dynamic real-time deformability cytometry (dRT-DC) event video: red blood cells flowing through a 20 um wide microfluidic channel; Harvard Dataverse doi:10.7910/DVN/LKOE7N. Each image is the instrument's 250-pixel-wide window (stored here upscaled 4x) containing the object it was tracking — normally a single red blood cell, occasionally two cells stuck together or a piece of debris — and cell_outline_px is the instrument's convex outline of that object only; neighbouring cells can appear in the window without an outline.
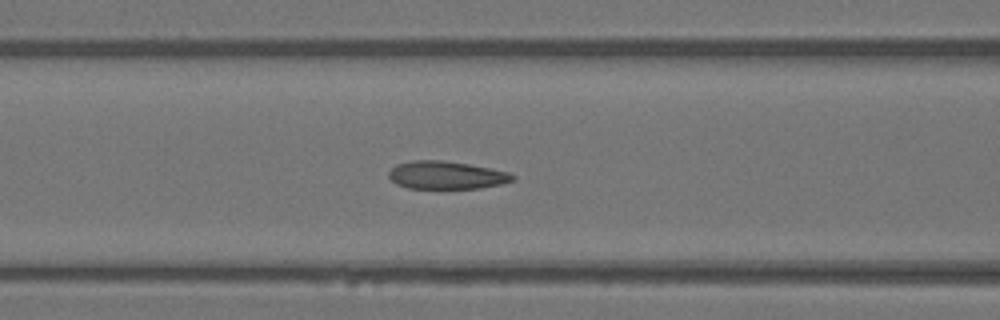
{"species": "Egyptian fruit bat (a non-hibernating species)", "species_latin": "Rousettus aegyptiacus", "temperature_condition": "warm", "stored_images_in_passage": 35, "camera_frame_rate_fps": 3000, "um_per_image_px": 0.085, "animal": {"sex": "female"}, "frame": {"image": 1, "passage_image": 6, "time_ms": 1.667, "image_size_px": [1000, 320], "cell_outline_px": [[516, 180], [500, 184], [480, 188], [408, 188], [396, 184], [388, 176], [388, 172], [396, 164], [412, 160], [444, 160], [468, 164], [508, 172], [516, 176]], "centroid_in_image_um": [37.93, 14.88], "position_along_channel_um": 128.7, "area_um2": 20.11}}
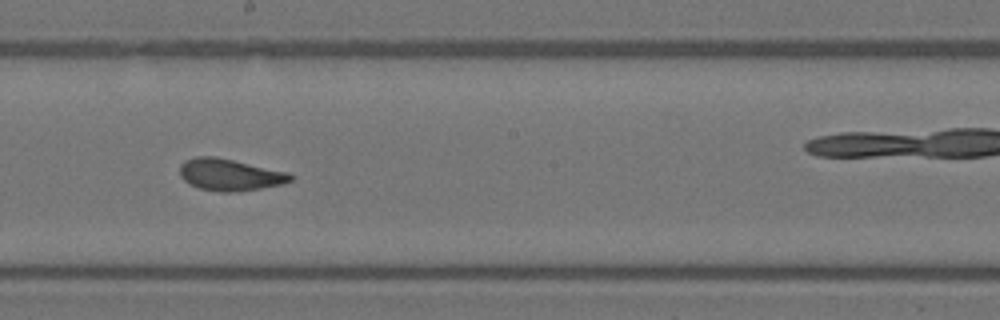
{"frame": {"image": 2, "passage_image": 13, "time_ms": 4.0, "image_size_px": [1000, 320], "cell_outline_px": [[292, 180], [284, 184], [260, 188], [232, 192], [220, 192], [200, 188], [184, 180], [180, 176], [180, 164], [184, 160], [196, 156], [216, 156], [288, 172], [292, 176]], "centroid_in_image_um": [19.52, 14.84], "position_along_channel_um": 228.7, "area_um2": 20.46}}
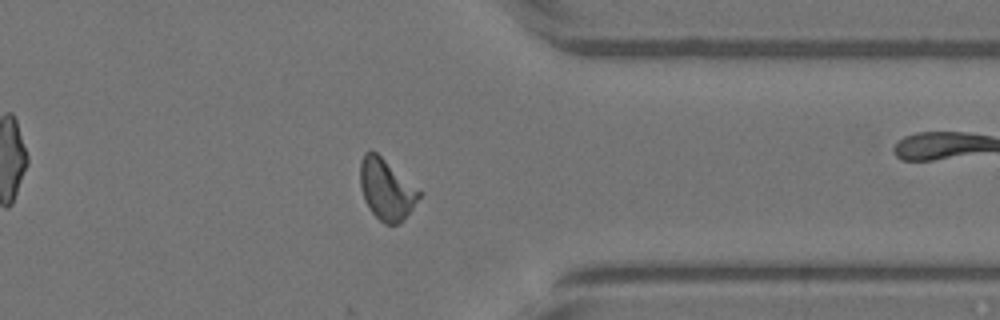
{"frame": {"image": 3, "passage_image": 24, "time_ms": 7.667, "image_size_px": [1000, 320], "cell_outline_px": [[424, 192], [404, 220], [400, 224], [384, 224], [368, 208], [364, 200], [360, 188], [360, 160], [364, 152], [376, 152]], "centroid_in_image_um": [32.87, 16.11], "position_along_channel_um": 378.5, "area_um2": 21.21}}